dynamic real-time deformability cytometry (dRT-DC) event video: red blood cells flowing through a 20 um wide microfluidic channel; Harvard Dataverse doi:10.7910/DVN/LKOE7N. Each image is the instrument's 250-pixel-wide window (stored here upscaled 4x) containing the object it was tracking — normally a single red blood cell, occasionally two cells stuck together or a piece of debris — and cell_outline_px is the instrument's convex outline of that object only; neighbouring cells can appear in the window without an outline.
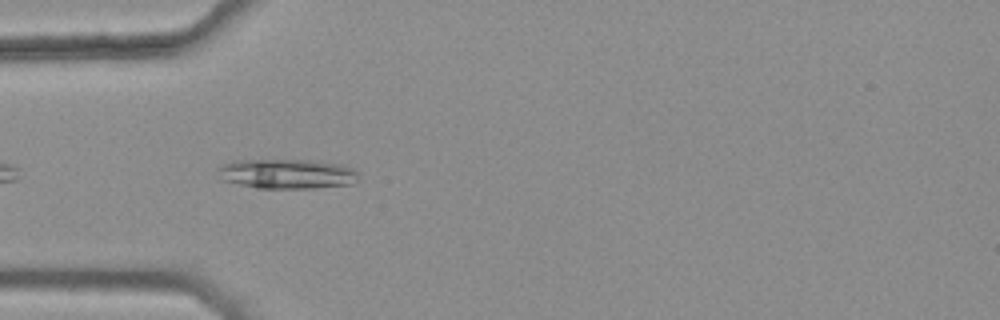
{"species": "common noctule bat (a hibernating species)", "species_latin": "Nyctalus noctula", "temperature_condition": "warm", "stored_images_in_passage": 31, "camera_frame_rate_fps": 3000, "um_per_image_px": 0.085, "animal": {"sex": "female", "body_mass_g": 25.1}, "frame": {"image": 1, "passage_image": 3, "time_ms": 0.667, "image_size_px": [1000, 320], "cell_outline_px": [[356, 180], [352, 184], [316, 188], [256, 188], [220, 180], [216, 168], [220, 164], [232, 160], [312, 160], [336, 164], [352, 168], [356, 172]], "centroid_in_image_um": [24.28, 14.78], "position_along_channel_um": 60.7, "area_um2": 24.51}}
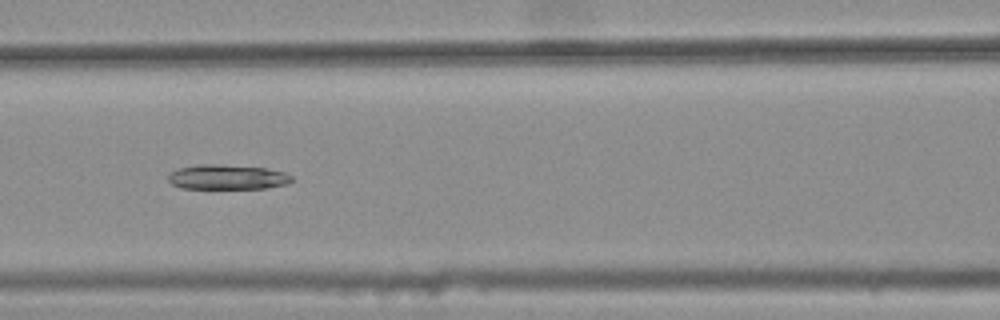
{"frame": {"image": 2, "passage_image": 10, "time_ms": 3.0, "image_size_px": [1000, 320], "cell_outline_px": [[292, 180], [288, 184], [264, 188], [180, 188], [172, 184], [168, 180], [168, 176], [176, 168], [200, 164], [220, 164], [264, 168], [284, 172], [292, 176]], "centroid_in_image_um": [19.3, 15.04], "position_along_channel_um": 147.3, "area_um2": 17.8}}
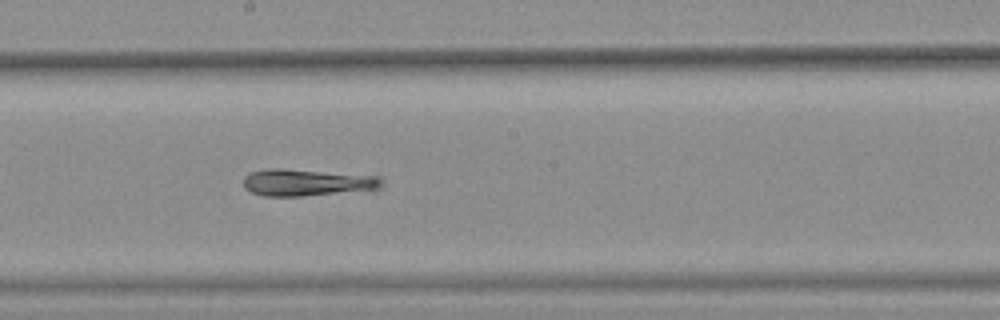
{"frame": {"image": 3, "passage_image": 16, "time_ms": 5.0, "image_size_px": [1000, 320], "cell_outline_px": [[380, 188], [372, 192], [300, 196], [264, 196], [252, 192], [244, 188], [244, 176], [252, 172], [272, 168], [280, 168], [380, 176]], "centroid_in_image_um": [26.17, 15.54], "position_along_channel_um": 222.0, "area_um2": 22.08}}